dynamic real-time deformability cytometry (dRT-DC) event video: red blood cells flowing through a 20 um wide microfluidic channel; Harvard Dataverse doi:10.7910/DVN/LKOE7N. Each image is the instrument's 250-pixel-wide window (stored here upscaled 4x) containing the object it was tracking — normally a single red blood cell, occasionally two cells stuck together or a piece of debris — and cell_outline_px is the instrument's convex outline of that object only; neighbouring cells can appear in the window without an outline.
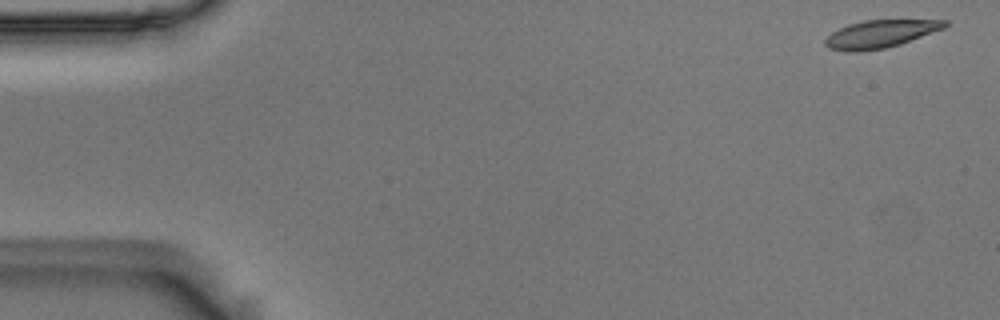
{"species": "Egyptian fruit bat (a non-hibernating species)", "species_latin": "Rousettus aegyptiacus", "temperature_condition": "room temperature", "stored_images_in_passage": 10, "camera_frame_rate_fps": 3000, "um_per_image_px": 0.085, "animal": {"sex": "male"}, "frame": {"image": 1, "passage_image": 1, "time_ms": 0.0, "image_size_px": [1000, 320], "cell_outline_px": [[948, 24], [944, 28], [900, 44], [884, 48], [860, 52], [848, 52], [828, 48], [824, 44], [824, 40], [832, 32], [848, 24], [864, 20], [948, 20]], "centroid_in_image_um": [74.79, 2.89], "position_along_channel_um": 10.2, "area_um2": 19.25}}